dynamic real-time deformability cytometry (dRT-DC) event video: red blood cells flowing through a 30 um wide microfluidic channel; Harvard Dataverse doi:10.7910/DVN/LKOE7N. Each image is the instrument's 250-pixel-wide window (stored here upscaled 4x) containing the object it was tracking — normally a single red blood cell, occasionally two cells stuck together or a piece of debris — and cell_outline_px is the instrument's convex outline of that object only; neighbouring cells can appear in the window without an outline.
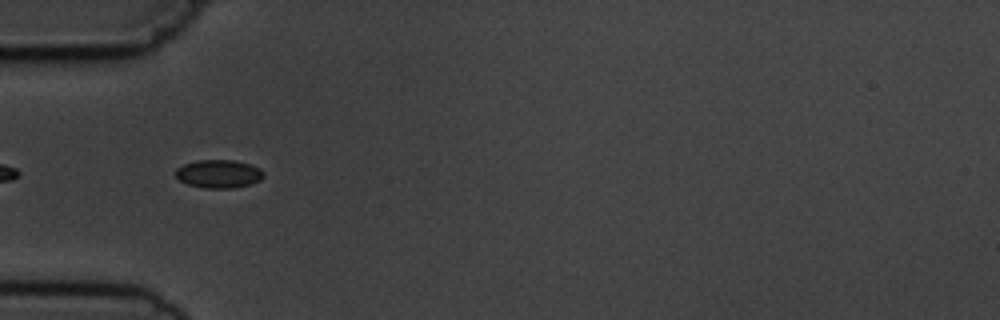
{"species": "common noctule bat (a hibernating species)", "species_latin": "Nyctalus noctula", "temperature_condition": "cold", "stored_images_in_passage": 9, "segment_of_instrument_passage": [2, 2], "camera_frame_rate_fps": 3000, "um_per_image_px": 0.085, "animal": {"sex": "male", "body_mass_g": 19.5, "forearm_length_mm": 54.6}, "frame": {"image": 1, "passage_image": 4, "time_ms": 3.667, "image_size_px": [1000, 320], "cell_outline_px": [[264, 176], [260, 180], [248, 184], [232, 188], [204, 188], [188, 184], [180, 180], [176, 176], [176, 168], [184, 164], [196, 160], [236, 160], [252, 164], [260, 168], [264, 172]], "centroid_in_image_um": [18.61, 14.76], "position_along_channel_um": 66.4, "area_um2": 14.51}}
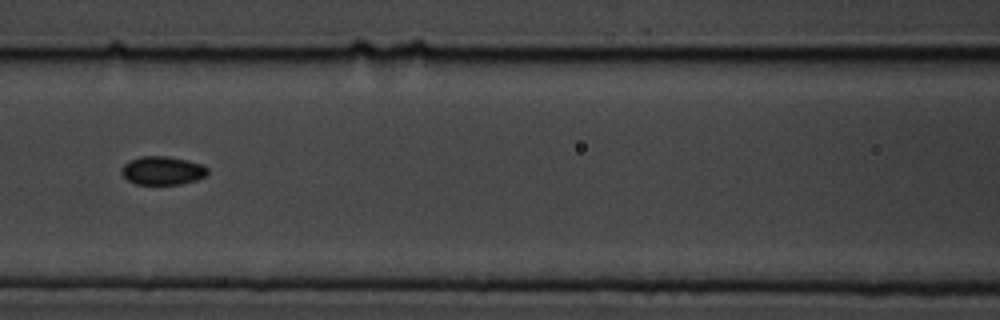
{"frame": {"image": 2, "passage_image": 6, "time_ms": 6.0, "image_size_px": [1000, 320], "cell_outline_px": [[208, 172], [204, 176], [196, 180], [180, 184], [136, 184], [128, 180], [120, 172], [120, 168], [128, 160], [140, 156], [168, 156], [188, 160], [200, 164], [208, 168]], "centroid_in_image_um": [13.77, 14.49], "position_along_channel_um": 152.8, "area_um2": 14.33}}
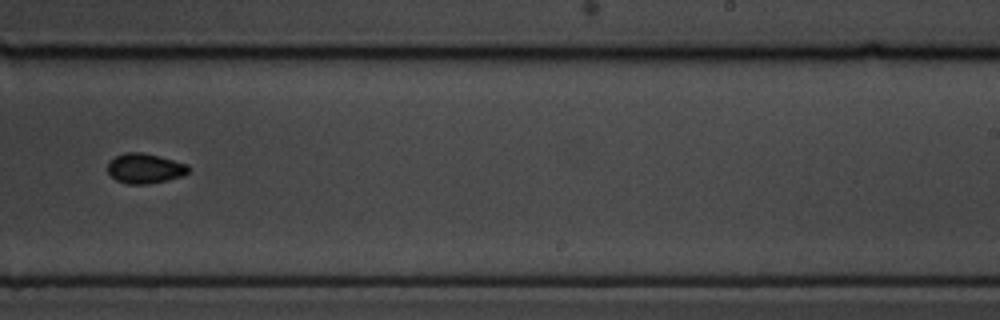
{"frame": {"image": 3, "passage_image": 9, "time_ms": 9.333, "image_size_px": [1000, 320], "cell_outline_px": [[188, 172], [180, 176], [168, 180], [148, 184], [128, 184], [116, 180], [108, 172], [108, 164], [116, 156], [124, 152], [140, 152], [188, 164]], "centroid_in_image_um": [12.29, 14.32], "position_along_channel_um": 276.7, "area_um2": 13.81}}